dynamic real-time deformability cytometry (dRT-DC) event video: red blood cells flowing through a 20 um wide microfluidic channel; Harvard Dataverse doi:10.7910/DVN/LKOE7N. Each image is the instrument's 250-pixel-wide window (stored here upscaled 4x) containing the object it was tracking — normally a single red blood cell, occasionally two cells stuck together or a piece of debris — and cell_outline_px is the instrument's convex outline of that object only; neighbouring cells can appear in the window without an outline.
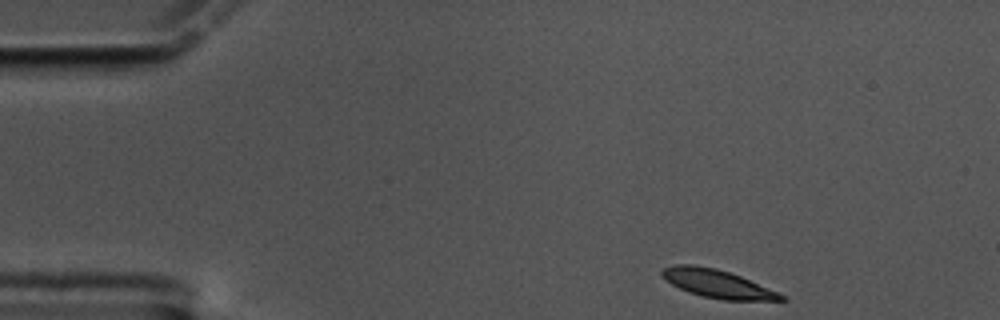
{"species": "common noctule bat (a hibernating species)", "species_latin": "Nyctalus noctula", "temperature_condition": "cold", "stored_images_in_passage": 52, "camera_frame_rate_fps": 3000, "um_per_image_px": 0.085, "animal": {"sex": "male", "body_mass_g": 17.5, "forearm_length_mm": 52.3}, "frame": {"image": 1, "passage_image": 1, "time_ms": 0.0, "image_size_px": [1000, 320], "cell_outline_px": [[788, 300], [724, 300], [704, 296], [688, 292], [672, 284], [660, 276], [660, 272], [664, 268], [676, 264], [696, 264], [716, 268], [740, 276], [776, 292], [784, 296]], "centroid_in_image_um": [60.91, 24.1], "position_along_channel_um": 24.1, "area_um2": 19.25}}
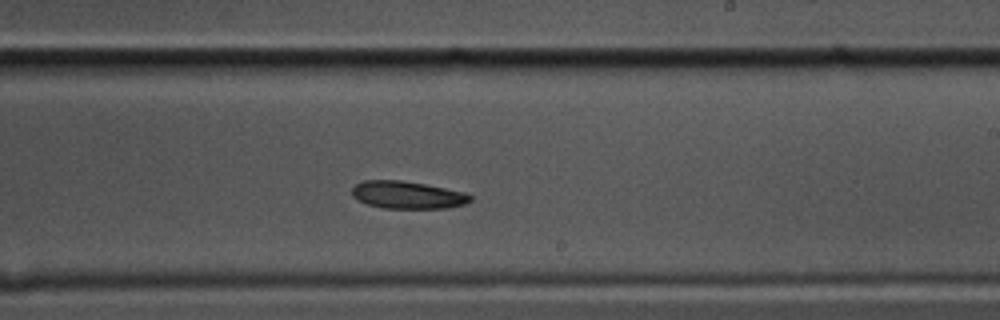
{"frame": {"image": 2, "passage_image": 28, "time_ms": 9.0, "image_size_px": [1000, 320], "cell_outline_px": [[472, 200], [464, 204], [448, 208], [384, 208], [368, 204], [352, 196], [352, 188], [356, 184], [364, 180], [400, 180], [424, 184], [468, 192], [472, 196]], "centroid_in_image_um": [34.68, 16.56], "position_along_channel_um": 254.3, "area_um2": 18.96}}
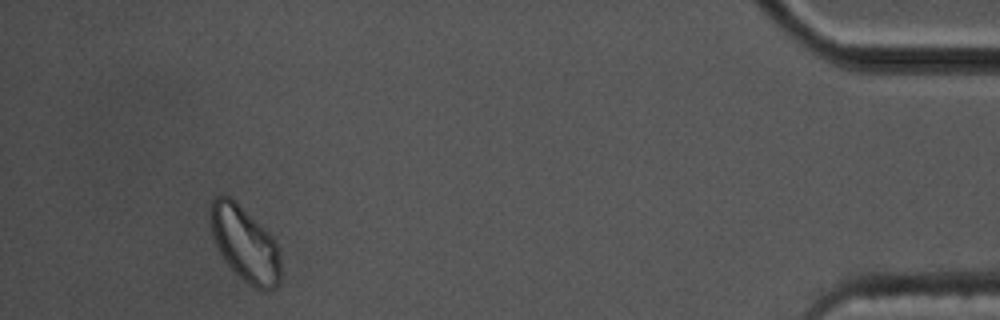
{"frame": {"image": 3, "passage_image": 48, "time_ms": 15.667, "image_size_px": [1000, 320], "cell_outline_px": [[280, 280], [276, 288], [268, 292], [264, 292], [248, 284], [224, 260], [212, 240], [208, 220], [208, 208], [212, 200], [216, 196], [228, 196], [236, 200], [272, 236], [280, 248]], "centroid_in_image_um": [20.79, 20.72], "position_along_channel_um": 414.4, "area_um2": 31.44}, "authors_computed_cell_mechanics": {"area_um2": 20.1722, "velocity_mm_per_s": 3.389, "shape_relaxation_time_tau1_ms": 3.0804, "shape_relaxation_time_tau2_ms": null, "deformation_change_tau1": 0.0819, "deformation_change_tau2": null}}